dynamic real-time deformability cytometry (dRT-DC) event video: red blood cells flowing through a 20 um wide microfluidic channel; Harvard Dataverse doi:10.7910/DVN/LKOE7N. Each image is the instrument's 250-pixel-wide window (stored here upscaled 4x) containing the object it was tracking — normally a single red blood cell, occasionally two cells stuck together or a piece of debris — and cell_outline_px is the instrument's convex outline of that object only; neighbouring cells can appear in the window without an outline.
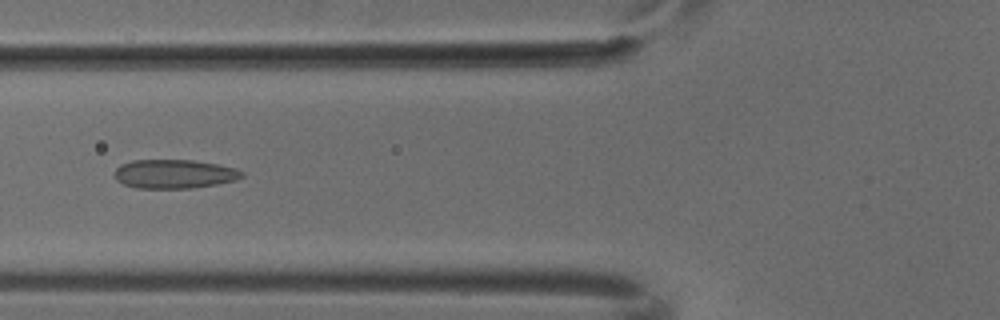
{"species": "common noctule bat (a hibernating species)", "species_latin": "Nyctalus noctula", "temperature_condition": "cold", "stored_images_in_passage": 6, "camera_frame_rate_fps": 3000, "um_per_image_px": 0.085, "animal": {"sex": "male", "body_mass_g": 18.8}, "frame": {"image": 1, "passage_image": 5, "time_ms": 1.333, "image_size_px": [1000, 320], "cell_outline_px": [[244, 176], [236, 180], [216, 184], [192, 188], [136, 188], [124, 184], [116, 180], [116, 168], [120, 164], [132, 160], [192, 160], [216, 164], [236, 168], [244, 172]], "centroid_in_image_um": [14.82, 14.78], "position_along_channel_um": 111.0, "area_um2": 21.44}}
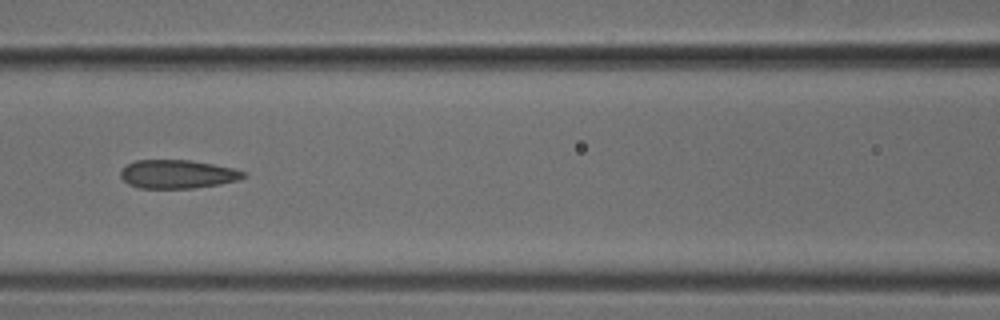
{"frame": {"image": 2, "passage_image": 6, "time_ms": 1.667, "image_size_px": [1000, 320], "cell_outline_px": [[248, 176], [240, 180], [220, 184], [192, 188], [140, 188], [128, 184], [120, 176], [120, 172], [128, 164], [136, 160], [192, 160], [232, 168], [248, 172]], "centroid_in_image_um": [15.14, 14.8], "position_along_channel_um": 151.5, "area_um2": 20.52}}